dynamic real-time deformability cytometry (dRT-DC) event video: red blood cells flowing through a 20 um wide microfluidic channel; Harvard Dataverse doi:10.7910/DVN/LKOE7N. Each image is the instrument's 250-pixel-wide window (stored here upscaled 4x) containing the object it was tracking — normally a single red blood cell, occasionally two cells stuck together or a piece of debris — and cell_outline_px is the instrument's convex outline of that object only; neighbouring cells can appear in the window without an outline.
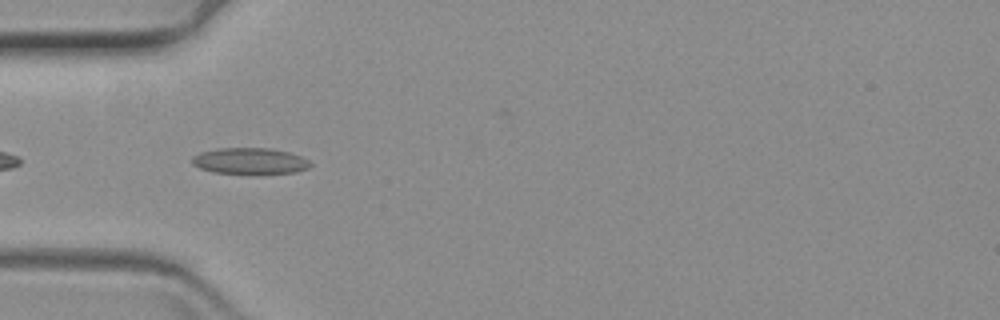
{"species": "common noctule bat (a hibernating species)", "species_latin": "Nyctalus noctula", "temperature_condition": "warm", "stored_images_in_passage": 6, "camera_frame_rate_fps": 3000, "um_per_image_px": 0.085, "animal": {"sex": "female", "body_mass_g": 19.3, "forearm_length_mm": 54.1}, "frame": {"image": 1, "passage_image": 3, "time_ms": 0.667, "image_size_px": [1000, 320], "cell_outline_px": [[312, 164], [308, 168], [296, 172], [212, 172], [200, 168], [192, 164], [192, 156], [200, 152], [216, 148], [272, 148], [288, 152], [300, 156], [308, 160]], "centroid_in_image_um": [21.21, 13.65], "position_along_channel_um": 63.8, "area_um2": 17.63}}